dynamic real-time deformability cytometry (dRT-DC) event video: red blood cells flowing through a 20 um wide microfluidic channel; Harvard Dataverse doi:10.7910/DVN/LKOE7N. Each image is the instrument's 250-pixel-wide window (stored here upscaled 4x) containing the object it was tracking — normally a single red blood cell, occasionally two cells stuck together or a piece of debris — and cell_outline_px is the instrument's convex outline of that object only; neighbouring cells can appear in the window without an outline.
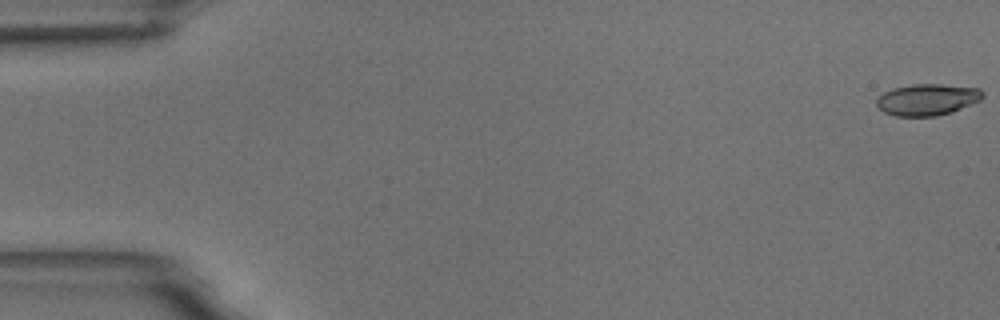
{"species": "common noctule bat (a hibernating species)", "species_latin": "Nyctalus noctula", "temperature_condition": "room temperature", "stored_images_in_passage": 56, "camera_frame_rate_fps": 3000, "um_per_image_px": 0.085, "animal": {"sex": "male", "body_mass_g": 18.8}, "frame": {"image": 1, "passage_image": 1, "time_ms": 0.0, "image_size_px": [1000, 320], "cell_outline_px": [[984, 96], [980, 100], [952, 112], [936, 116], [896, 116], [884, 112], [876, 104], [876, 100], [884, 92], [892, 88], [916, 84], [940, 84], [980, 88], [984, 92]], "centroid_in_image_um": [78.84, 8.46], "position_along_channel_um": 6.2, "area_um2": 19.42}}
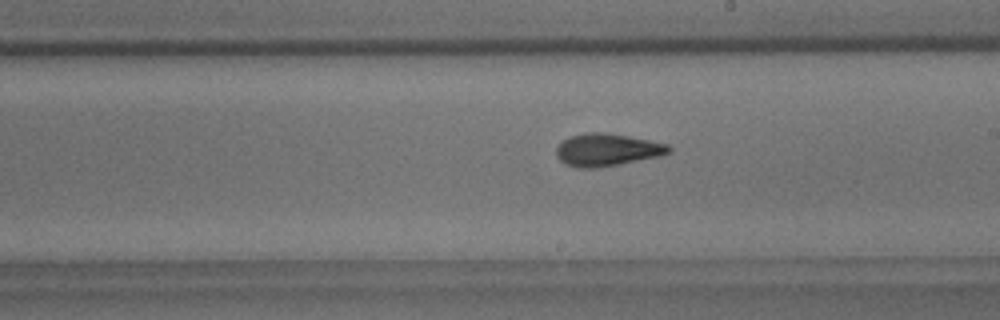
{"frame": {"image": 2, "passage_image": 32, "time_ms": 10.333, "image_size_px": [1000, 320], "cell_outline_px": [[672, 152], [660, 156], [620, 164], [596, 168], [576, 168], [560, 160], [556, 156], [556, 148], [568, 136], [588, 132], [604, 132], [628, 136], [668, 144], [672, 148]], "centroid_in_image_um": [51.61, 12.73], "position_along_channel_um": 237.4, "area_um2": 21.33}}
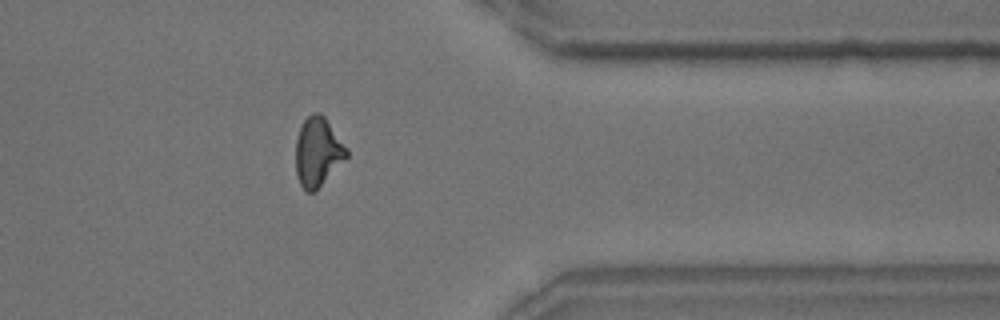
{"frame": {"image": 3, "passage_image": 45, "time_ms": 14.667, "image_size_px": [1000, 320], "cell_outline_px": [[348, 156], [316, 192], [304, 192], [296, 176], [296, 140], [300, 128], [304, 120], [312, 112], [320, 112], [324, 116], [348, 148]], "centroid_in_image_um": [27.01, 12.94], "position_along_channel_um": 384.4, "area_um2": 20.69}, "authors_computed_cell_mechanics": {"area_um2": 20.1144, "velocity_mm_per_s": 3.683, "shape_relaxation_time_tau1_ms": 4.0153, "shape_relaxation_time_tau2_ms": 2.5797, "deformation_change_tau1": 0.1609, "deformation_change_tau2": 0.112}}